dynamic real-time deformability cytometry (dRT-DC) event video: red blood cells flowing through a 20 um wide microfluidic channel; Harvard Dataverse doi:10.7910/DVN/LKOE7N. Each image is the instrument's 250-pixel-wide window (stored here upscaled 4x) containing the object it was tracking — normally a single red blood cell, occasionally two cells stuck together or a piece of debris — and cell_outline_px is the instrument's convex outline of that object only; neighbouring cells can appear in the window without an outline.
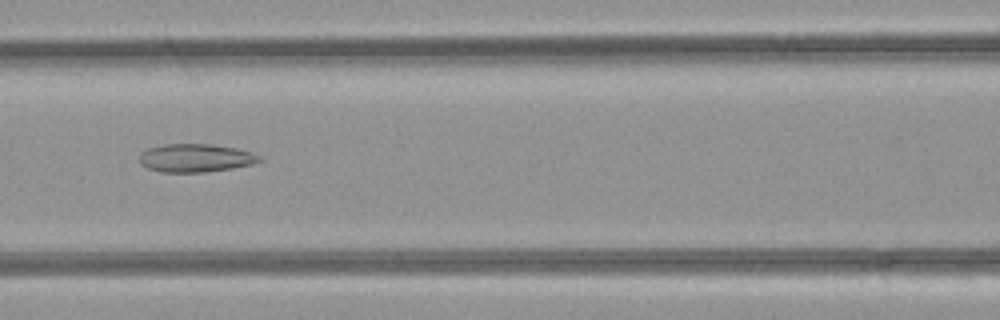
{"species": "common noctule bat (a hibernating species)", "species_latin": "Nyctalus noctula", "temperature_condition": "room temperature", "stored_images_in_passage": 43, "camera_frame_rate_fps": 3000, "um_per_image_px": 0.085, "animal": {"sex": "female", "body_mass_g": 21.9}, "frame": {"image": 1, "passage_image": 21, "time_ms": 6.667, "image_size_px": [1000, 320], "cell_outline_px": [[264, 160], [252, 164], [232, 168], [204, 172], [160, 172], [148, 168], [140, 164], [140, 152], [148, 148], [164, 144], [212, 144], [236, 148], [252, 152], [260, 156]], "centroid_in_image_um": [16.63, 13.42], "position_along_channel_um": 150.0, "area_um2": 19.83}}
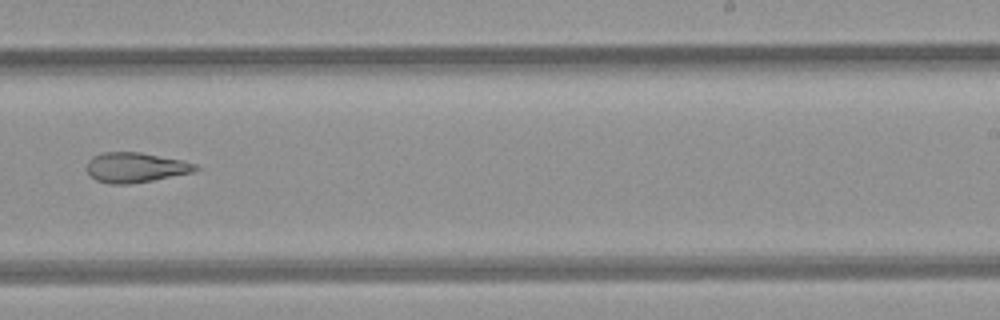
{"frame": {"image": 2, "passage_image": 30, "time_ms": 9.667, "image_size_px": [1000, 320], "cell_outline_px": [[200, 168], [192, 172], [152, 180], [128, 184], [108, 184], [96, 180], [88, 172], [88, 160], [92, 156], [100, 152], [140, 152], [180, 160], [196, 164]], "centroid_in_image_um": [11.48, 14.23], "position_along_channel_um": 277.5, "area_um2": 18.79}}
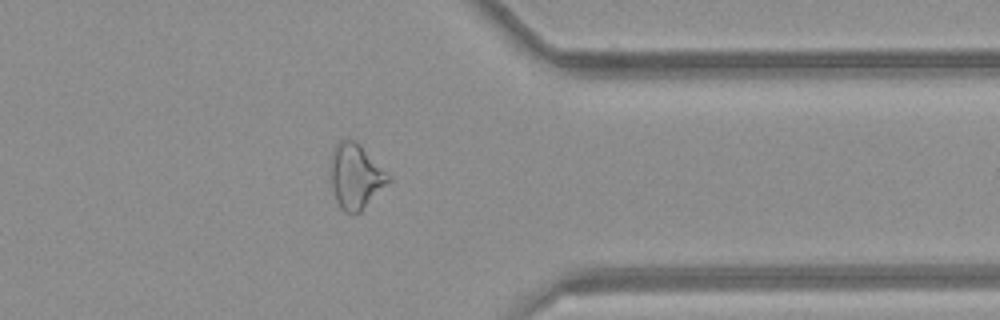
{"frame": {"image": 3, "passage_image": 38, "time_ms": 12.333, "image_size_px": [1000, 320], "cell_outline_px": [[392, 180], [360, 212], [344, 212], [340, 208], [336, 200], [332, 188], [332, 148], [340, 140], [352, 140], [360, 144], [392, 176]], "centroid_in_image_um": [30.27, 14.98], "position_along_channel_um": 381.1, "area_um2": 21.73}, "authors_computed_cell_mechanics": {"area_um2": 21.8484, "velocity_mm_per_s": 4.2712, "shape_relaxation_time_tau1_ms": null, "shape_relaxation_time_tau2_ms": 3.8267, "deformation_change_tau1": null, "deformation_change_tau2": 0.1396}}